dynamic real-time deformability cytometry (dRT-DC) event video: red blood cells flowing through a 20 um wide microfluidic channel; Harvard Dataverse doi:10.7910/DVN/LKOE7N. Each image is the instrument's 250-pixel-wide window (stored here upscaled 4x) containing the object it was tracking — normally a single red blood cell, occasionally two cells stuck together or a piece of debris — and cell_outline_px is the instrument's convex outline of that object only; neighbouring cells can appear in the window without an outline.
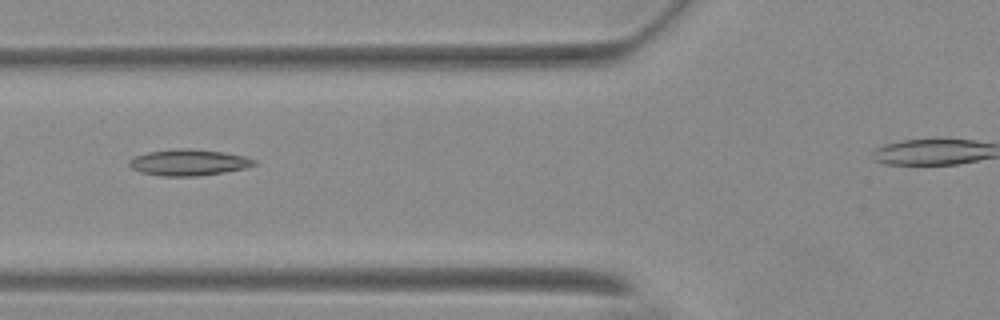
{"species": "Egyptian fruit bat (a non-hibernating species)", "species_latin": "Rousettus aegyptiacus", "temperature_condition": "warm", "stored_images_in_passage": 32, "camera_frame_rate_fps": 3000, "um_per_image_px": 0.085, "animal": {"sex": "female"}, "frame": {"image": 1, "passage_image": 5, "time_ms": 1.333, "image_size_px": [1000, 320], "cell_outline_px": [[256, 164], [244, 168], [224, 172], [200, 176], [160, 176], [140, 172], [132, 168], [128, 164], [128, 160], [136, 156], [148, 152], [176, 148], [192, 148], [224, 152], [244, 156], [256, 160]], "centroid_in_image_um": [16.02, 13.8], "position_along_channel_um": 109.8, "area_um2": 19.19}}
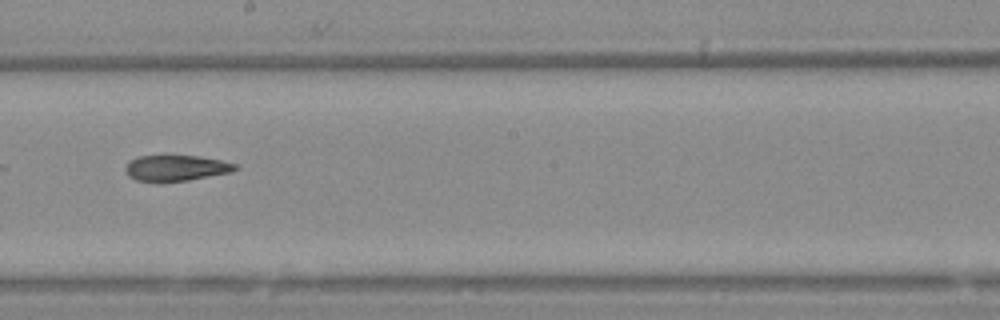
{"frame": {"image": 2, "passage_image": 15, "time_ms": 4.667, "image_size_px": [1000, 320], "cell_outline_px": [[240, 168], [232, 172], [188, 180], [136, 180], [128, 176], [124, 168], [132, 160], [140, 156], [200, 156], [220, 160], [236, 164]], "centroid_in_image_um": [15.02, 14.26], "position_along_channel_um": 233.2, "area_um2": 16.07}}
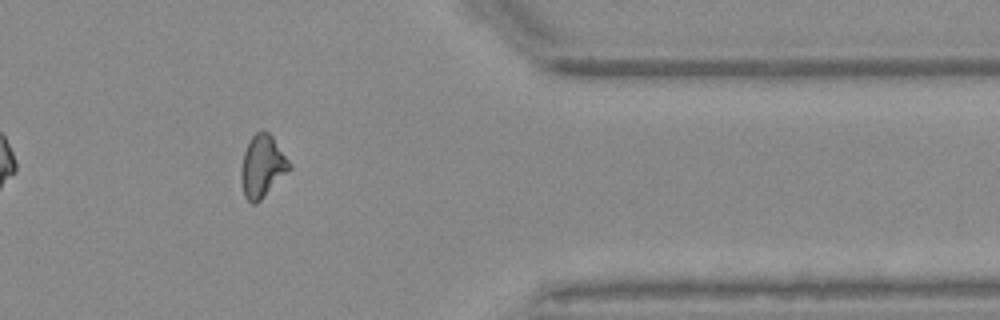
{"frame": {"image": 3, "passage_image": 29, "time_ms": 9.333, "image_size_px": [1000, 320], "cell_outline_px": [[292, 168], [256, 204], [252, 204], [244, 196], [240, 176], [240, 168], [244, 152], [248, 140], [260, 128], [264, 128], [272, 136], [292, 164]], "centroid_in_image_um": [22.29, 14.1], "position_along_channel_um": 389.1, "area_um2": 17.74}}